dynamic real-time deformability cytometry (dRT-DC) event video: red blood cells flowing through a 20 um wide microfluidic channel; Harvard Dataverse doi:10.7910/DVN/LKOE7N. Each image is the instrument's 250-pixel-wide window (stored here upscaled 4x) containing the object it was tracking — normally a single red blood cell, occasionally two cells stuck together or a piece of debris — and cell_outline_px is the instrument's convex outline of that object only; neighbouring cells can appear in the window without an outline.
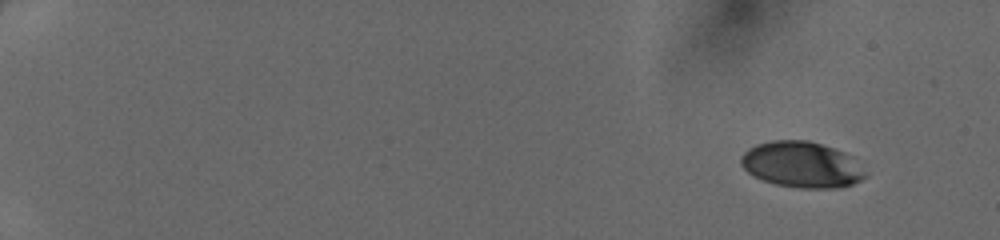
{"species": "human", "species_latin": "Homo sapiens", "temperature_condition": "cold", "stored_images_in_passage": 19, "camera_frame_rate_fps": 3000, "um_per_image_px": 0.085, "donor": {"sex": "female"}, "frame": {"image": 1, "passage_image": 1, "time_ms": 0.0, "image_size_px": [1000, 240], "cell_outline_px": [[868, 176], [852, 184], [836, 188], [800, 188], [776, 184], [752, 176], [740, 164], [740, 156], [748, 148], [756, 144], [772, 140], [808, 140], [844, 152], [852, 156]], "centroid_in_image_um": [68.12, 13.99], "position_along_channel_um": 16.9, "area_um2": 33.29}}
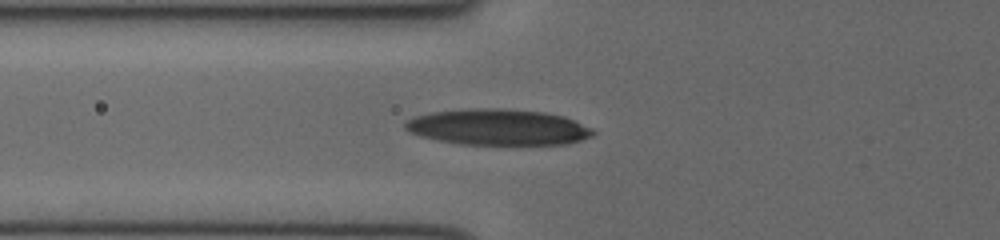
{"frame": {"image": 2, "passage_image": 14, "time_ms": 4.333, "image_size_px": [1000, 240], "cell_outline_px": [[596, 132], [592, 136], [580, 140], [564, 144], [460, 144], [436, 140], [420, 136], [408, 132], [404, 128], [404, 124], [408, 120], [416, 116], [432, 112], [468, 108], [500, 108], [544, 112], [564, 116], [592, 128]], "centroid_in_image_um": [42.31, 10.8], "position_along_channel_um": 83.5, "area_um2": 39.42}}
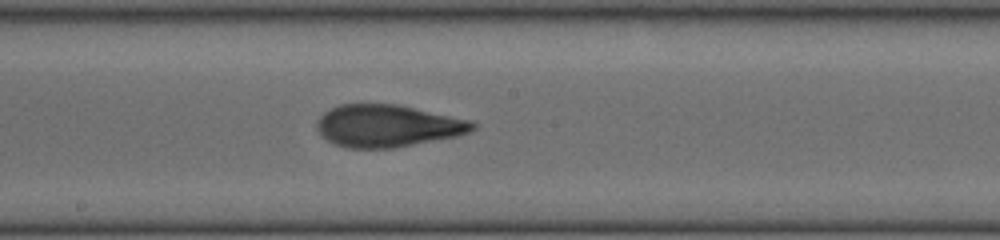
{"frame": {"image": 3, "passage_image": 19, "time_ms": 6.0, "image_size_px": [1000, 240], "cell_outline_px": [[476, 128], [468, 132], [456, 136], [392, 148], [348, 148], [336, 144], [328, 140], [316, 128], [316, 124], [320, 116], [324, 112], [340, 104], [396, 104], [472, 120], [476, 124]], "centroid_in_image_um": [32.95, 10.69], "position_along_channel_um": 215.3, "area_um2": 37.97}}